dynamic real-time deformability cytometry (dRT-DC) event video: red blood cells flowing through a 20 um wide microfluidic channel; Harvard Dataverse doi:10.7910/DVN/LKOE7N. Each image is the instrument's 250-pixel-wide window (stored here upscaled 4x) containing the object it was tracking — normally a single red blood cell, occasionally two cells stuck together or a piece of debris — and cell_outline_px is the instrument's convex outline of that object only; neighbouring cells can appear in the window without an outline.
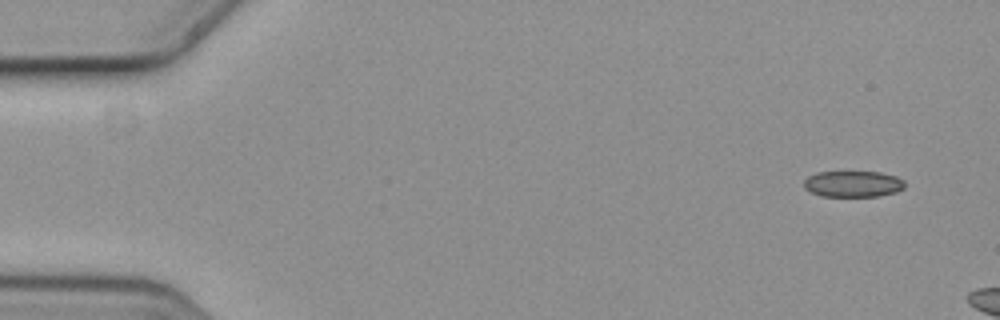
{"species": "common noctule bat (a hibernating species)", "species_latin": "Nyctalus noctula", "temperature_condition": "cold", "stored_images_in_passage": 5, "camera_frame_rate_fps": 3000, "um_per_image_px": 0.085, "animal": {"sex": "female", "body_mass_g": 19.3, "forearm_length_mm": 54.1}, "frame": {"image": 1, "passage_image": 1, "time_ms": 0.0, "image_size_px": [1000, 320], "cell_outline_px": [[904, 188], [896, 192], [880, 196], [820, 196], [804, 188], [804, 180], [808, 176], [816, 172], [880, 172], [896, 176], [904, 180]], "centroid_in_image_um": [72.51, 15.63], "position_along_channel_um": 12.5, "area_um2": 15.43}}